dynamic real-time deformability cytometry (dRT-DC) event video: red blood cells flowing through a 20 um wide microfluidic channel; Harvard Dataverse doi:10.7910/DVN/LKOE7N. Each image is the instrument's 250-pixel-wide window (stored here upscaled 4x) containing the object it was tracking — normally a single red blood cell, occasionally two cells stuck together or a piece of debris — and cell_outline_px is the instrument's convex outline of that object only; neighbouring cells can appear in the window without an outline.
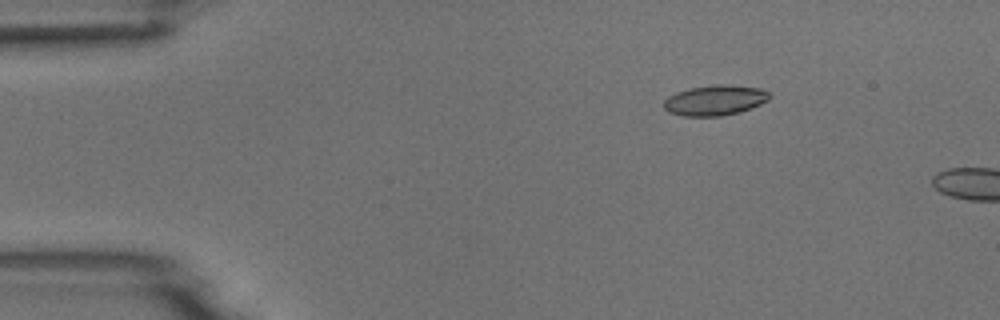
{"species": "common noctule bat (a hibernating species)", "species_latin": "Nyctalus noctula", "temperature_condition": "room temperature", "stored_images_in_passage": 3, "camera_frame_rate_fps": 3000, "um_per_image_px": 0.085, "animal": {"sex": "male", "body_mass_g": 18.8}, "frame": {"image": 1, "passage_image": 2, "time_ms": 1.333, "image_size_px": [1000, 320], "cell_outline_px": [[772, 96], [768, 100], [760, 104], [740, 112], [720, 116], [684, 116], [668, 112], [664, 108], [664, 100], [668, 96], [676, 92], [688, 88], [716, 84], [728, 84], [760, 88], [768, 92]], "centroid_in_image_um": [60.76, 8.51], "position_along_channel_um": 24.2, "area_um2": 18.79}}